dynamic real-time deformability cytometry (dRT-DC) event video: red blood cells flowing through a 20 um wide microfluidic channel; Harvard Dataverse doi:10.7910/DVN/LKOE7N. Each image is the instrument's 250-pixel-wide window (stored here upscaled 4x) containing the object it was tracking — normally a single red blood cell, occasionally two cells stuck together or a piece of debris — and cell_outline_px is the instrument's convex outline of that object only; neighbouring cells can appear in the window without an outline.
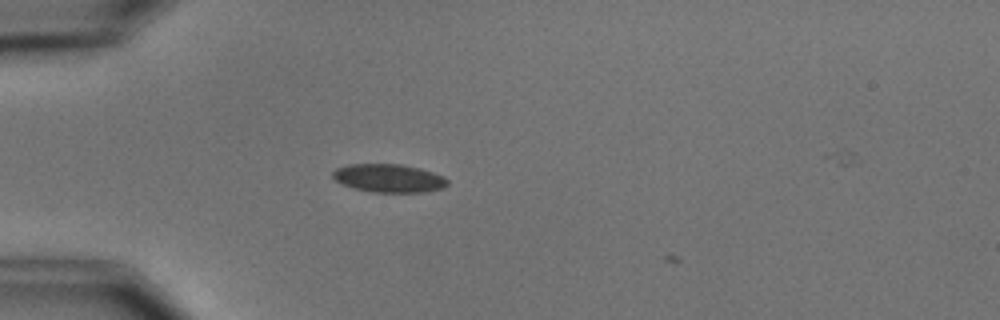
{"species": "common noctule bat (a hibernating species)", "species_latin": "Nyctalus noctula", "temperature_condition": "cold", "stored_images_in_passage": 4, "camera_frame_rate_fps": 3000, "um_per_image_px": 0.085, "animal": {"sex": "male", "body_mass_g": 15.6}, "frame": {"image": 1, "passage_image": 2, "time_ms": 1.333, "image_size_px": [1000, 320], "cell_outline_px": [[448, 184], [440, 188], [424, 192], [372, 192], [352, 188], [336, 180], [332, 176], [332, 172], [336, 168], [348, 164], [400, 164], [420, 168], [444, 176], [448, 180]], "centroid_in_image_um": [33.03, 15.14], "position_along_channel_um": 52.0, "area_um2": 18.84}}